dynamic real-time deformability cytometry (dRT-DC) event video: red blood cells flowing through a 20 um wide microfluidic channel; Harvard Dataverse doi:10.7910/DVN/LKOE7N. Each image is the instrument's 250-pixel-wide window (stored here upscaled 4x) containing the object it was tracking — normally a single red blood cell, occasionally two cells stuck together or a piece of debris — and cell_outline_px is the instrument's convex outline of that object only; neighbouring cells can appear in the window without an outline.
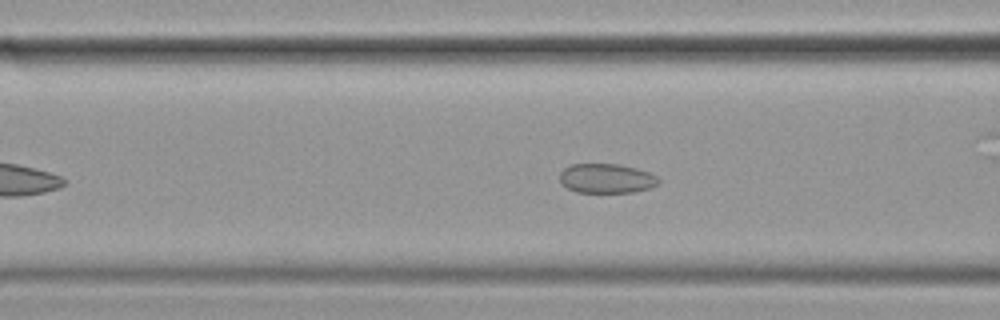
{"species": "common noctule bat (a hibernating species)", "species_latin": "Nyctalus noctula", "temperature_condition": "cold", "stored_images_in_passage": 42, "camera_frame_rate_fps": 3000, "um_per_image_px": 0.085, "animal": {"sex": "female", "body_mass_g": 19.9}, "frame": {"image": 1, "passage_image": 16, "time_ms": 5.0, "image_size_px": [1000, 320], "cell_outline_px": [[660, 180], [652, 188], [632, 192], [576, 192], [560, 184], [560, 172], [564, 168], [572, 164], [620, 164], [636, 168], [648, 172], [656, 176]], "centroid_in_image_um": [51.53, 15.16], "position_along_channel_um": 115.1, "area_um2": 16.99}}
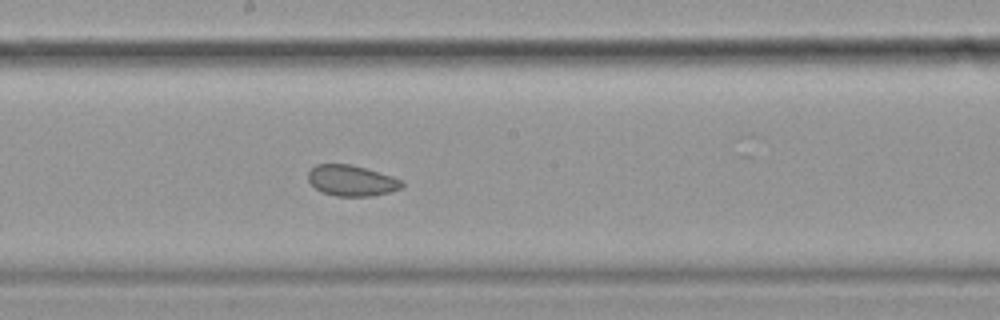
{"frame": {"image": 2, "passage_image": 25, "time_ms": 8.0, "image_size_px": [1000, 320], "cell_outline_px": [[404, 184], [400, 188], [388, 192], [372, 196], [336, 196], [320, 192], [308, 180], [308, 172], [316, 164], [352, 164], [392, 176], [404, 180]], "centroid_in_image_um": [29.88, 15.35], "position_along_channel_um": 218.3, "area_um2": 16.88}}
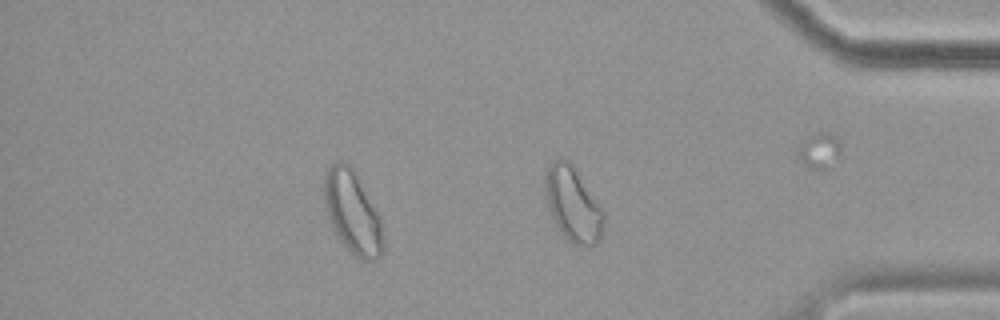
{"frame": {"image": 3, "passage_image": 41, "time_ms": 13.333, "image_size_px": [1000, 320], "cell_outline_px": [[384, 248], [380, 256], [376, 260], [360, 260], [348, 252], [336, 236], [332, 228], [324, 204], [324, 172], [336, 160], [344, 160], [356, 172], [380, 216], [384, 244]], "centroid_in_image_um": [29.95, 18.06], "position_along_channel_um": 405.2, "area_um2": 29.02}, "authors_computed_cell_mechanics": {"area_um2": 17.918, "velocity_mm_per_s": 3.4548, "shape_relaxation_time_tau1_ms": null, "shape_relaxation_time_tau2_ms": 2.6437, "deformation_change_tau1": null, "deformation_change_tau2": 0.0452}}